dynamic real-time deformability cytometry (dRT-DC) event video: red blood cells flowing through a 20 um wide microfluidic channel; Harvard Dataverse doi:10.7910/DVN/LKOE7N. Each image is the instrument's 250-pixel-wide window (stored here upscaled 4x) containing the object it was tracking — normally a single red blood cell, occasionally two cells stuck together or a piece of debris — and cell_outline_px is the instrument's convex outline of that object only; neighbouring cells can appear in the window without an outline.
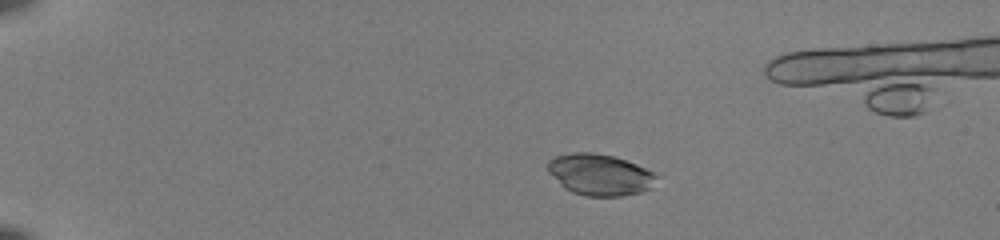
{"species": "common noctule bat (a hibernating species)", "species_latin": "Nyctalus noctula", "temperature_condition": "room temperature", "stored_images_in_passage": 46, "camera_frame_rate_fps": 3000, "um_per_image_px": 0.085, "animal": {"sex": "female", "body_mass_g": 22.0, "forearm_length_mm": 56.7}, "frame": {"image": 1, "passage_image": 5, "time_ms": 1.333, "image_size_px": [1000, 240], "cell_outline_px": [[660, 176], [652, 188], [640, 192], [620, 196], [584, 196], [572, 192], [564, 188], [548, 172], [548, 160], [556, 156], [572, 152], [592, 152], [612, 156], [636, 164]], "centroid_in_image_um": [50.99, 14.85], "position_along_channel_um": 34.0, "area_um2": 26.24}}
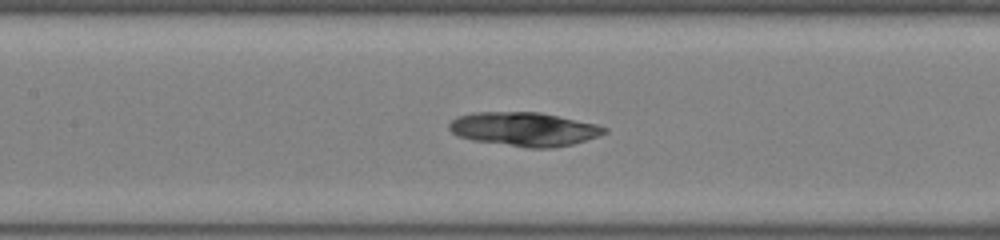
{"frame": {"image": 2, "passage_image": 21, "time_ms": 6.667, "image_size_px": [1000, 240], "cell_outline_px": [[608, 132], [572, 144], [552, 148], [528, 148], [472, 140], [456, 136], [448, 128], [448, 124], [456, 116], [472, 112], [540, 112], [596, 124], [608, 128]], "centroid_in_image_um": [44.51, 10.97], "position_along_channel_um": 162.9, "area_um2": 30.69}}
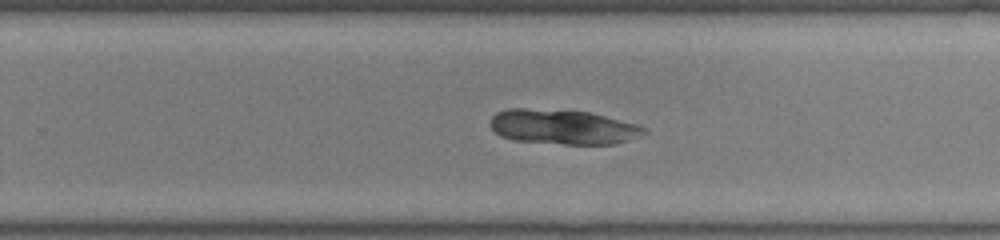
{"frame": {"image": 3, "passage_image": 30, "time_ms": 9.667, "image_size_px": [1000, 240], "cell_outline_px": [[648, 132], [640, 136], [616, 144], [564, 144], [512, 140], [500, 136], [492, 128], [492, 116], [496, 112], [508, 108], [524, 108], [592, 112], [640, 124], [648, 128]], "centroid_in_image_um": [47.92, 10.78], "position_along_channel_um": 281.9, "area_um2": 31.5}}